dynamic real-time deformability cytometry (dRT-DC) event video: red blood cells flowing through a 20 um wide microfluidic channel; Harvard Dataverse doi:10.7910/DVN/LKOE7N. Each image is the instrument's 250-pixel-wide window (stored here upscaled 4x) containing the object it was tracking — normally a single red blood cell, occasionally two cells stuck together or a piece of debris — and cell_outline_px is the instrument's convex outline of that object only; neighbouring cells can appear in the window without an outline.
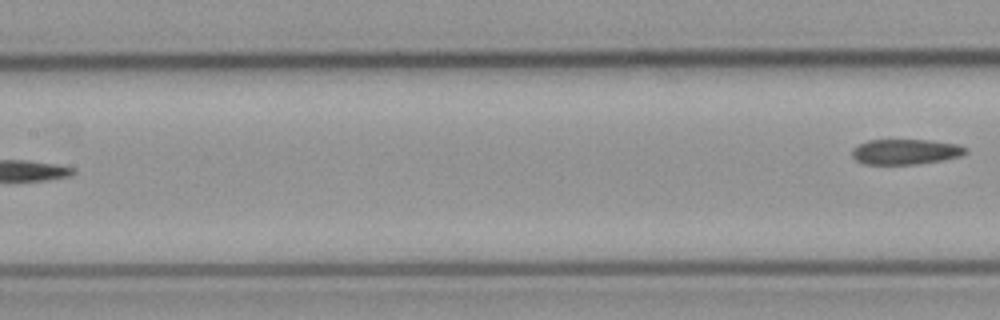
{"species": "common noctule bat (a hibernating species)", "species_latin": "Nyctalus noctula", "temperature_condition": "cold", "stored_images_in_passage": 5, "segment_of_instrument_passage": [2, 2], "camera_frame_rate_fps": 3000, "um_per_image_px": 0.085, "animal": {"sex": "male", "body_mass_g": 23.1, "forearm_length_mm": 52.7}, "frame": {"image": 1, "passage_image": 5, "time_ms": 4.667, "image_size_px": [1000, 320], "cell_outline_px": [[968, 152], [960, 156], [940, 160], [916, 164], [864, 164], [856, 160], [852, 156], [852, 148], [868, 140], [928, 140], [956, 144], [968, 148]], "centroid_in_image_um": [76.96, 12.89], "position_along_channel_um": 130.4, "area_um2": 16.65}}